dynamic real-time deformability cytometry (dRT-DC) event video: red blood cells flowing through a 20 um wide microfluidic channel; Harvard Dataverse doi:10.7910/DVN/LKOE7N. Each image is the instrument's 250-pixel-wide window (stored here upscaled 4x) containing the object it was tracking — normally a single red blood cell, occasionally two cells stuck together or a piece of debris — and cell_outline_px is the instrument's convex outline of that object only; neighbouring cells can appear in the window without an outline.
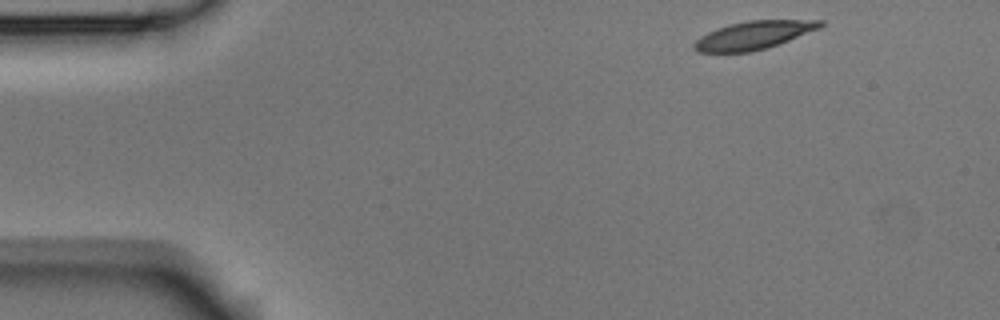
{"species": "Egyptian fruit bat (a non-hibernating species)", "species_latin": "Rousettus aegyptiacus", "temperature_condition": "room temperature", "stored_images_in_passage": 9, "camera_frame_rate_fps": 3000, "um_per_image_px": 0.085, "animal": {"sex": "male"}, "frame": {"image": 1, "passage_image": 1, "time_ms": 0.0, "image_size_px": [1000, 320], "cell_outline_px": [[824, 24], [820, 28], [768, 48], [752, 52], [696, 52], [692, 48], [692, 44], [700, 36], [716, 28], [728, 24], [748, 20], [824, 20]], "centroid_in_image_um": [64.03, 2.99], "position_along_channel_um": 21.0, "area_um2": 20.87}}
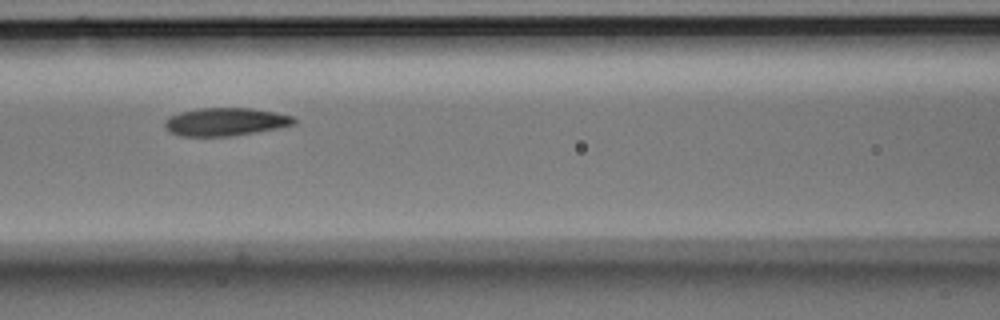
{"frame": {"image": 2, "passage_image": 6, "time_ms": 1.667, "image_size_px": [1000, 320], "cell_outline_px": [[296, 124], [280, 128], [232, 136], [180, 136], [164, 128], [164, 120], [180, 112], [200, 108], [248, 108], [276, 112], [296, 116]], "centroid_in_image_um": [19.21, 10.35], "position_along_channel_um": 147.4, "area_um2": 21.21}}
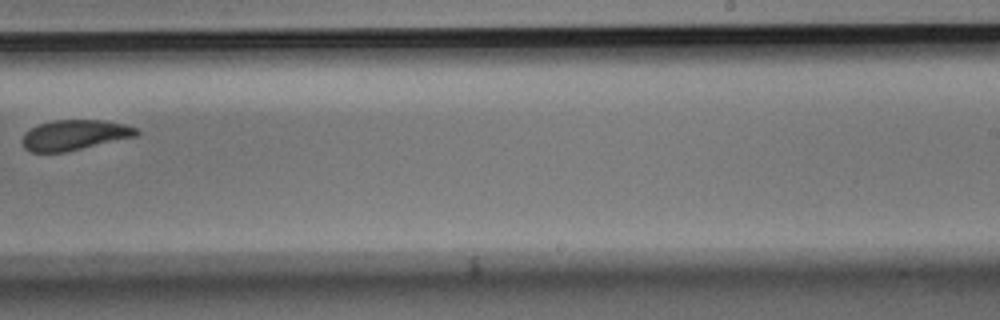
{"frame": {"image": 3, "passage_image": 9, "time_ms": 2.667, "image_size_px": [1000, 320], "cell_outline_px": [[140, 132], [136, 136], [64, 152], [28, 152], [24, 148], [20, 140], [24, 132], [40, 124], [52, 120], [104, 120], [124, 124], [136, 128]], "centroid_in_image_um": [6.28, 11.47], "position_along_channel_um": 282.7, "area_um2": 20.11}}